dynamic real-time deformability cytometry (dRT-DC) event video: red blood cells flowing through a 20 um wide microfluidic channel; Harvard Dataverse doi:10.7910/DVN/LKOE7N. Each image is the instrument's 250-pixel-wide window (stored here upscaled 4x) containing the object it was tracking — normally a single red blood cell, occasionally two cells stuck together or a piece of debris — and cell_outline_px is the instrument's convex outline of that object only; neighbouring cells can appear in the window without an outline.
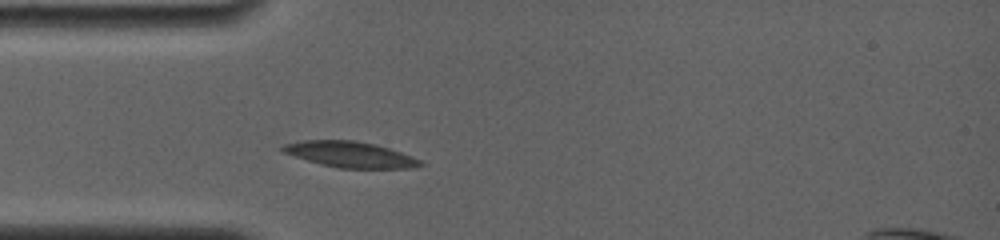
{"species": "common noctule bat (a hibernating species)", "species_latin": "Nyctalus noctula", "temperature_condition": "room temperature", "stored_images_in_passage": 4, "camera_frame_rate_fps": 4000, "um_per_image_px": 0.085, "animal": {"sex": "female", "body_mass_g": 19.0, "forearm_length_mm": 56.7}, "frame": {"image": 1, "passage_image": 4, "time_ms": 2.25, "image_size_px": [1000, 240], "cell_outline_px": [[424, 164], [412, 168], [336, 168], [320, 164], [284, 152], [280, 148], [284, 144], [300, 140], [356, 140], [376, 144], [412, 156], [420, 160]], "centroid_in_image_um": [29.76, 13.12], "position_along_channel_um": 55.2, "area_um2": 20.63}}